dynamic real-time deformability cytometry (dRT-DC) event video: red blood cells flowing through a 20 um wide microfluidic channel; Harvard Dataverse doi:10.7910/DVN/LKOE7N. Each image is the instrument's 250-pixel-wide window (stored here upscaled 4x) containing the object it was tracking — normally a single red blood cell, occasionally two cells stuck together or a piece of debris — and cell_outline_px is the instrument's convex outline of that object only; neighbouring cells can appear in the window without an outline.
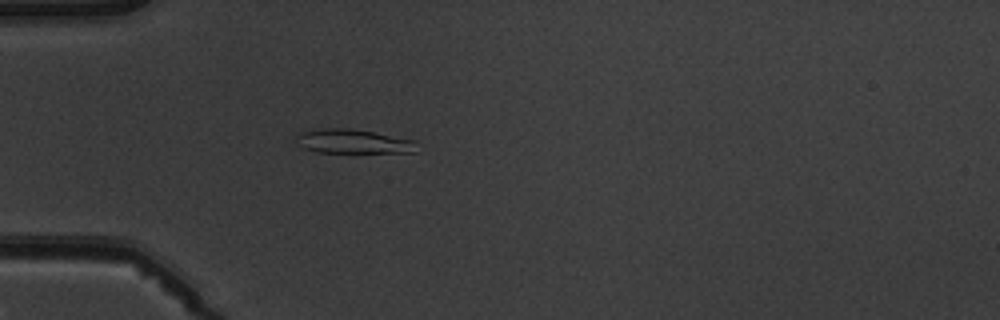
{"species": "common noctule bat (a hibernating species)", "species_latin": "Nyctalus noctula", "temperature_condition": "warm", "stored_images_in_passage": 5, "camera_frame_rate_fps": 3000, "um_per_image_px": 0.085, "animal": {"sex": "male", "body_mass_g": 19.5, "forearm_length_mm": 54.6}, "frame": {"image": 1, "passage_image": 5, "time_ms": 5.333, "image_size_px": [1000, 320], "cell_outline_px": [[416, 152], [316, 152], [304, 148], [296, 144], [296, 136], [300, 132], [324, 128], [352, 128], [416, 140]], "centroid_in_image_um": [30.0, 12.01], "position_along_channel_um": 55.0, "area_um2": 16.99}}